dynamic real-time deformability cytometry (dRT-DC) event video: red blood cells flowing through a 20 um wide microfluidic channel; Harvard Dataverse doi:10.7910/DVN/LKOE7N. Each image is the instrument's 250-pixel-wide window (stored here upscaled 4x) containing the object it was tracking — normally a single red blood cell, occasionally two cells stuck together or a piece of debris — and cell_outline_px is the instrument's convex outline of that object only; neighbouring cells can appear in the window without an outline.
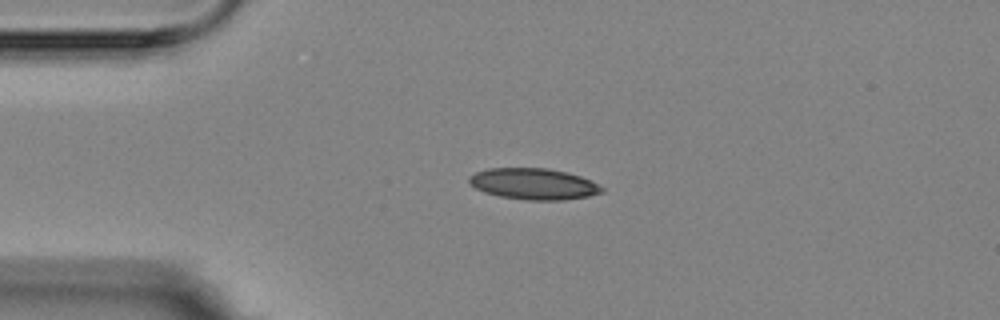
{"species": "Egyptian fruit bat (a non-hibernating species)", "species_latin": "Rousettus aegyptiacus", "temperature_condition": "room temperature", "stored_images_in_passage": 4, "camera_frame_rate_fps": 3000, "um_per_image_px": 0.085, "animal": {"sex": "female"}, "frame": {"image": 1, "passage_image": 2, "time_ms": 1.0, "image_size_px": [1000, 320], "cell_outline_px": [[604, 192], [588, 196], [564, 200], [528, 200], [500, 196], [484, 192], [468, 184], [468, 176], [476, 172], [488, 168], [548, 168], [580, 176], [604, 188]], "centroid_in_image_um": [45.31, 15.63], "position_along_channel_um": 39.7, "area_um2": 24.04}}
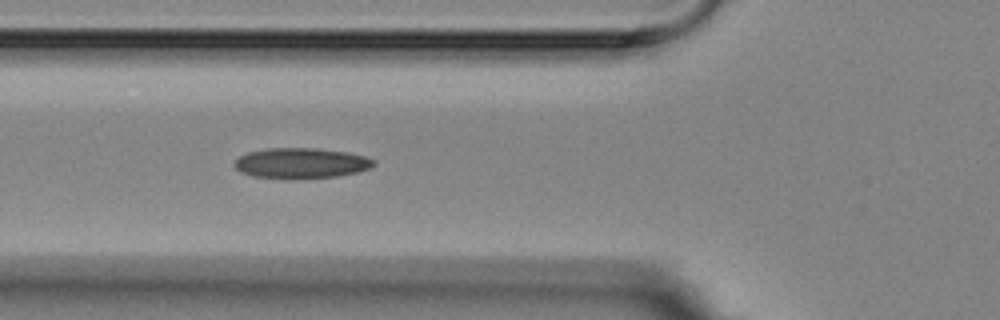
{"frame": {"image": 2, "passage_image": 4, "time_ms": 3.333, "image_size_px": [1000, 320], "cell_outline_px": [[376, 164], [368, 168], [356, 172], [336, 176], [252, 176], [240, 172], [232, 164], [240, 156], [248, 152], [268, 148], [316, 148], [348, 152], [364, 156], [376, 160]], "centroid_in_image_um": [25.6, 13.82], "position_along_channel_um": 100.2, "area_um2": 23.76}}